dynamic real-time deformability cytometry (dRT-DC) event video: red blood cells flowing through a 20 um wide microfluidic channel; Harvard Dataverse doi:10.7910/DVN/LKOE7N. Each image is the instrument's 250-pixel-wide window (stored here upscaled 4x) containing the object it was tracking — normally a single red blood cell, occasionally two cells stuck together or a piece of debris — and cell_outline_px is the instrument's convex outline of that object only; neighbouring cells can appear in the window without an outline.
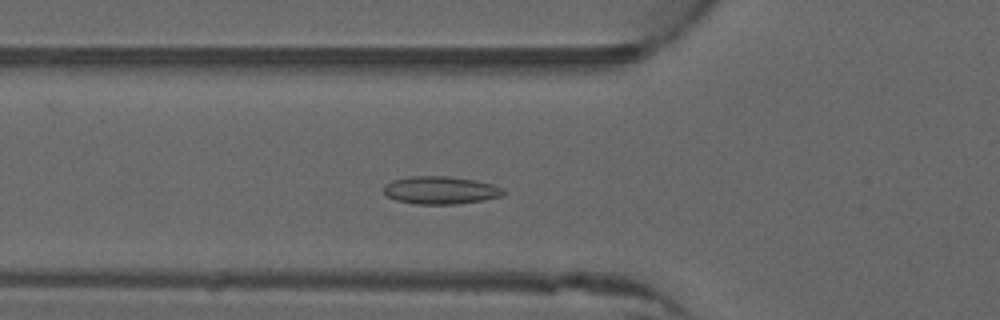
{"species": "common noctule bat (a hibernating species)", "species_latin": "Nyctalus noctula", "temperature_condition": "warm", "stored_images_in_passage": 48, "camera_frame_rate_fps": 3000, "um_per_image_px": 0.085, "animal": {"sex": "male", "forearm_length_mm": 52.5}, "frame": {"image": 1, "passage_image": 15, "time_ms": 4.667, "image_size_px": [1000, 320], "cell_outline_px": [[508, 192], [504, 196], [484, 200], [456, 204], [416, 204], [396, 200], [388, 196], [384, 192], [384, 184], [392, 180], [412, 176], [448, 176], [476, 180], [492, 184], [504, 188]], "centroid_in_image_um": [37.5, 16.17], "position_along_channel_um": 88.3, "area_um2": 19.59}}
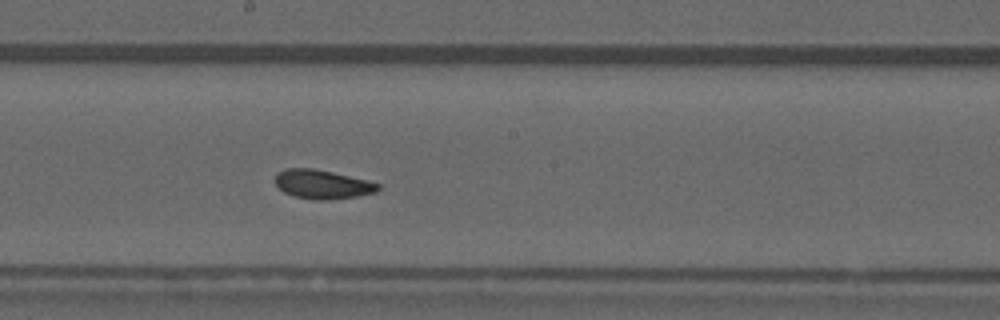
{"frame": {"image": 2, "passage_image": 25, "time_ms": 8.0, "image_size_px": [1000, 320], "cell_outline_px": [[380, 188], [376, 192], [360, 196], [328, 200], [316, 200], [296, 196], [284, 192], [272, 180], [276, 172], [284, 168], [312, 168], [332, 172], [368, 180], [380, 184]], "centroid_in_image_um": [27.38, 15.66], "position_along_channel_um": 220.8, "area_um2": 17.57}}
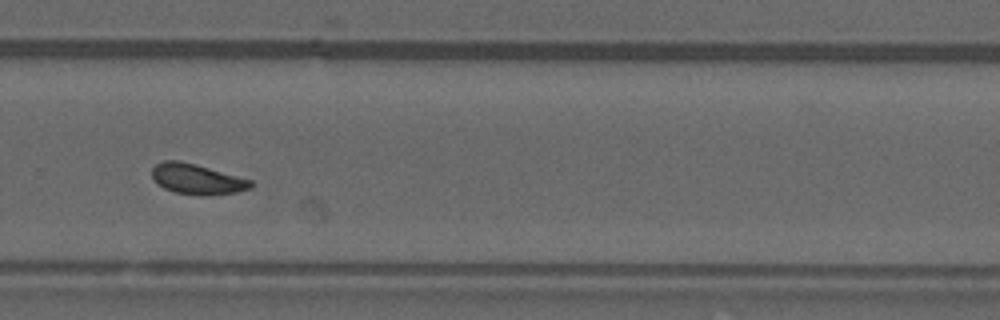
{"frame": {"image": 3, "passage_image": 32, "time_ms": 10.333, "image_size_px": [1000, 320], "cell_outline_px": [[252, 188], [240, 192], [204, 196], [200, 196], [176, 192], [164, 188], [152, 180], [152, 168], [156, 164], [164, 160], [180, 160], [196, 164], [252, 180]], "centroid_in_image_um": [16.75, 15.23], "position_along_channel_um": 313.1, "area_um2": 17.69}, "authors_computed_cell_mechanics": {"area_um2": 17.5134, "velocity_mm_per_s": 3.9693, "shape_relaxation_time_tau1_ms": null, "shape_relaxation_time_tau2_ms": 2.4146, "deformation_change_tau1": null, "deformation_change_tau2": 0.0556}}